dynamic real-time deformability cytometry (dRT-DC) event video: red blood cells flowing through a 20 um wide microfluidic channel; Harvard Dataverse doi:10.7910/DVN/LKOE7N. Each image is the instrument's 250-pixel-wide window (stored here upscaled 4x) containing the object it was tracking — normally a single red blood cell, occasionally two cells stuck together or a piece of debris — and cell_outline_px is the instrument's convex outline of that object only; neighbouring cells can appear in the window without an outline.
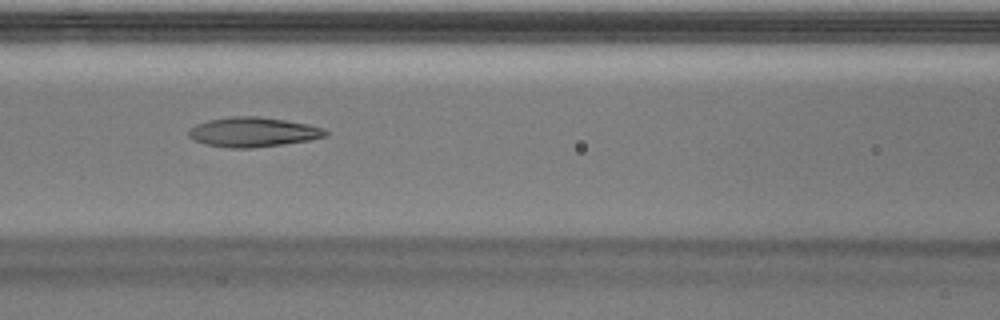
{"species": "Egyptian fruit bat (a non-hibernating species)", "species_latin": "Rousettus aegyptiacus", "temperature_condition": "warm", "stored_images_in_passage": 50, "camera_frame_rate_fps": 3000, "um_per_image_px": 0.085, "animal": {"sex": "male"}, "frame": {"image": 1, "passage_image": 22, "time_ms": 7.0, "image_size_px": [1000, 320], "cell_outline_px": [[328, 136], [308, 140], [252, 148], [228, 148], [204, 144], [192, 140], [188, 136], [188, 132], [196, 124], [208, 120], [232, 116], [256, 116], [284, 120], [308, 124], [324, 128], [328, 132]], "centroid_in_image_um": [21.48, 11.23], "position_along_channel_um": 145.1, "area_um2": 23.58}}
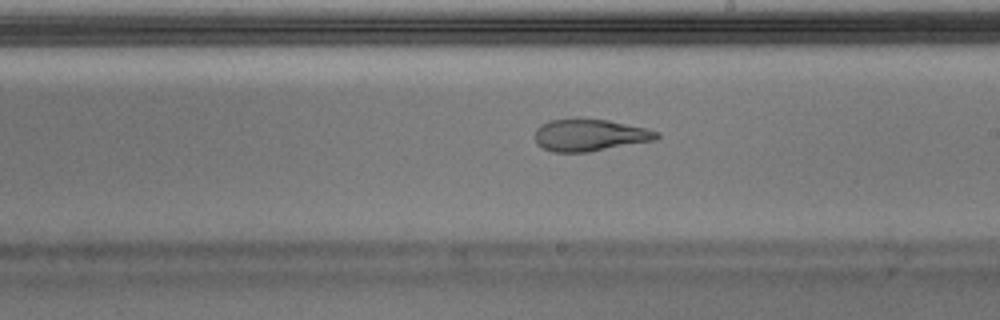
{"frame": {"image": 2, "passage_image": 29, "time_ms": 9.333, "image_size_px": [1000, 320], "cell_outline_px": [[660, 136], [656, 140], [588, 152], [552, 152], [536, 144], [536, 128], [540, 124], [548, 120], [576, 116], [608, 120], [648, 128], [660, 132]], "centroid_in_image_um": [50.12, 11.45], "position_along_channel_um": 238.9, "area_um2": 23.41}}
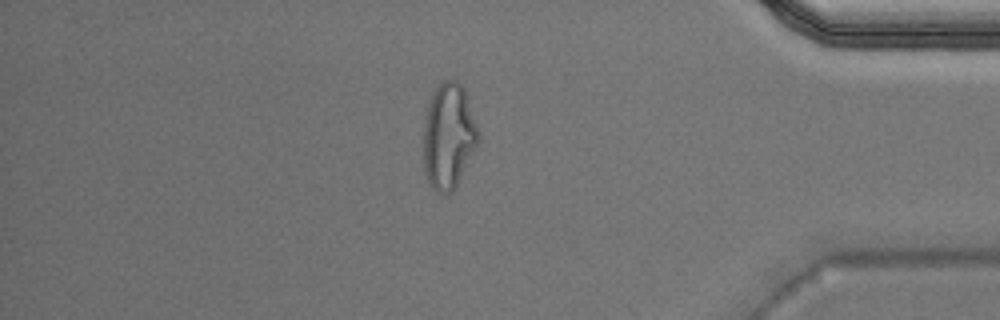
{"frame": {"image": 3, "passage_image": 43, "time_ms": 14.0, "image_size_px": [1000, 320], "cell_outline_px": [[480, 140], [456, 184], [448, 192], [440, 192], [432, 188], [424, 172], [424, 120], [432, 96], [440, 80], [456, 80], [464, 88], [480, 136]], "centroid_in_image_um": [38.12, 11.53], "position_along_channel_um": 397.1, "area_um2": 33.06}, "authors_computed_cell_mechanics": {"area_um2": 24.1026, "velocity_mm_per_s": 4.0286, "shape_relaxation_time_tau1_ms": null, "shape_relaxation_time_tau2_ms": 2.6853, "deformation_change_tau1": null, "deformation_change_tau2": 0.1139}}